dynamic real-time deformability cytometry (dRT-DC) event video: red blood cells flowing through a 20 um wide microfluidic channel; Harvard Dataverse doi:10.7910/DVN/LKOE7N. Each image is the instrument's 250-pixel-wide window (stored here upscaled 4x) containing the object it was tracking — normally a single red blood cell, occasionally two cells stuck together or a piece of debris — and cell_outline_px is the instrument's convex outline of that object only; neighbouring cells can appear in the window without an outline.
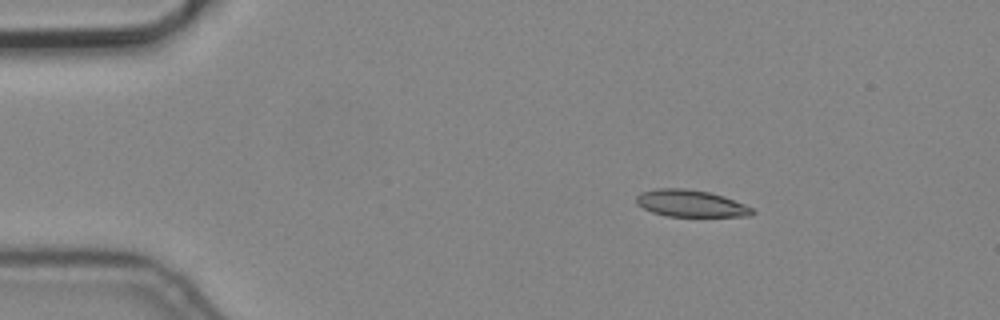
{"species": "common noctule bat (a hibernating species)", "species_latin": "Nyctalus noctula", "temperature_condition": "cold", "stored_images_in_passage": 6, "camera_frame_rate_fps": 3000, "um_per_image_px": 0.085, "animal": {"sex": "male", "body_mass_g": 19.2, "forearm_length_mm": 51.8}, "frame": {"image": 1, "passage_image": 3, "time_ms": 0.667, "image_size_px": [1000, 320], "cell_outline_px": [[756, 212], [752, 216], [668, 216], [652, 212], [636, 204], [636, 196], [640, 192], [656, 188], [684, 188], [708, 192], [724, 196], [744, 204], [752, 208]], "centroid_in_image_um": [58.7, 17.29], "position_along_channel_um": 26.3, "area_um2": 18.21}}